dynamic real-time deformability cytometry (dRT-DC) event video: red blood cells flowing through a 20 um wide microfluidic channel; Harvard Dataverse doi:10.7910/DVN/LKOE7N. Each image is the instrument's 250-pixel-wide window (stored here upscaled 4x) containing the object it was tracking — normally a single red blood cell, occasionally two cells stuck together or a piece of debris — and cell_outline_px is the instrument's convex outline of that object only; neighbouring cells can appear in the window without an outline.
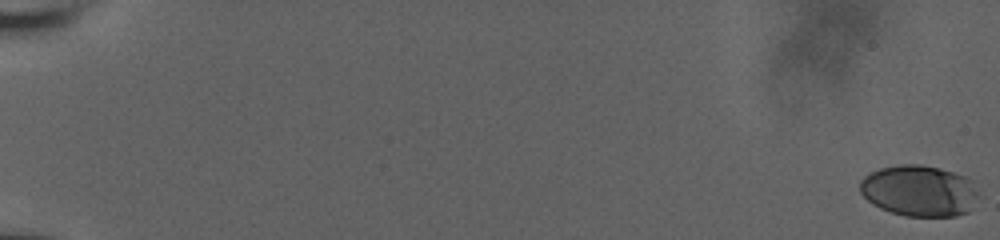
{"species": "human", "species_latin": "Homo sapiens", "temperature_condition": "room temperature", "stored_images_in_passage": 59, "camera_frame_rate_fps": 3000, "um_per_image_px": 0.085, "donor": {"sex": "male"}, "frame": {"image": 1, "passage_image": 1, "time_ms": 0.0, "image_size_px": [1000, 240], "cell_outline_px": [[980, 196], [968, 212], [956, 216], [904, 216], [880, 208], [872, 204], [860, 192], [860, 180], [864, 176], [880, 168], [900, 164], [920, 164], [940, 168], [964, 176], [972, 180], [980, 192]], "centroid_in_image_um": [78.16, 16.22], "position_along_channel_um": 6.8, "area_um2": 35.66}}
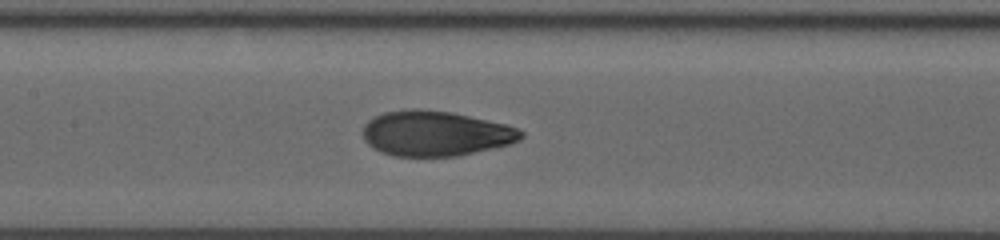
{"frame": {"image": 2, "passage_image": 32, "time_ms": 10.333, "image_size_px": [1000, 240], "cell_outline_px": [[524, 136], [520, 140], [508, 144], [492, 148], [456, 156], [392, 156], [380, 152], [372, 148], [364, 140], [364, 124], [368, 120], [384, 112], [412, 108], [420, 108], [452, 112], [508, 124], [524, 132]], "centroid_in_image_um": [37.01, 11.33], "position_along_channel_um": 170.4, "area_um2": 41.79}}
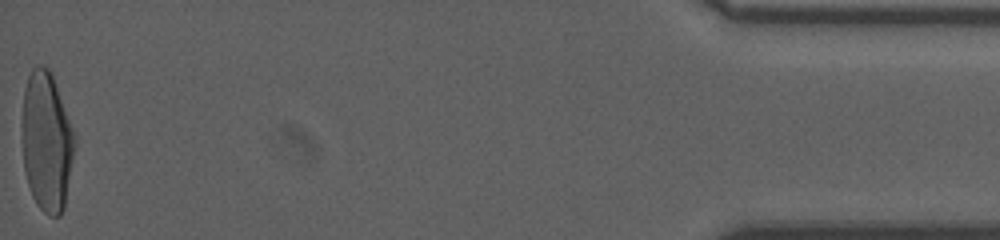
{"frame": {"image": 3, "passage_image": 59, "time_ms": 19.333, "image_size_px": [1000, 240], "cell_outline_px": [[76, 140], [64, 208], [60, 216], [48, 216], [36, 204], [32, 196], [28, 184], [24, 168], [20, 124], [24, 88], [28, 76], [32, 68], [36, 64], [44, 64], [52, 72], [76, 136]], "centroid_in_image_um": [3.94, 11.98], "position_along_channel_um": 431.3, "area_um2": 43.64}, "authors_computed_cell_mechanics": {"area_um2": 40.8646, "velocity_mm_per_s": 3.8563, "shape_relaxation_time_tau1_ms": 5.8606, "shape_relaxation_time_tau2_ms": 0.761, "deformation_change_tau1": 0.2257, "deformation_change_tau2": 0.0589}}